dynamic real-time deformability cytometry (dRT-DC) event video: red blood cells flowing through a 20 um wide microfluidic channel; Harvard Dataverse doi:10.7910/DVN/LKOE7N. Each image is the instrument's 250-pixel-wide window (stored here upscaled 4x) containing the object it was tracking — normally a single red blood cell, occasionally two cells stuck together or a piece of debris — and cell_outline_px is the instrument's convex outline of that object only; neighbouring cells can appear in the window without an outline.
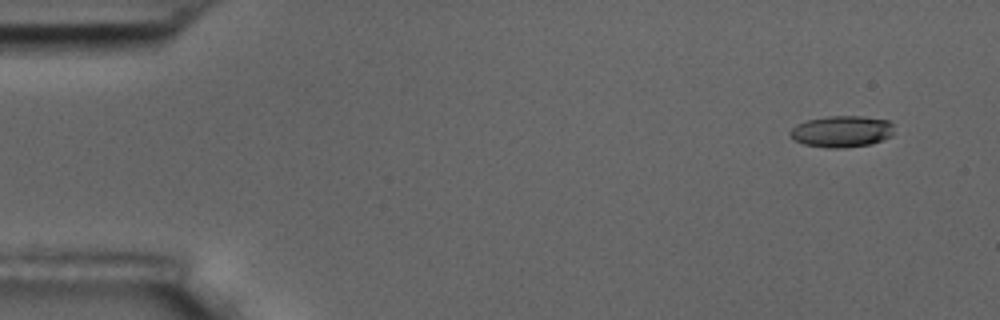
{"species": "common noctule bat (a hibernating species)", "species_latin": "Nyctalus noctula", "temperature_condition": "room temperature", "stored_images_in_passage": 4, "camera_frame_rate_fps": 3000, "um_per_image_px": 0.085, "animal": {"sex": "male", "body_mass_g": 17.5, "forearm_length_mm": 52.3}, "frame": {"image": 1, "passage_image": 1, "time_ms": 0.0, "image_size_px": [1000, 320], "cell_outline_px": [[892, 136], [868, 144], [836, 148], [828, 148], [804, 144], [796, 140], [788, 132], [796, 124], [808, 120], [828, 116], [864, 116], [888, 120], [892, 124]], "centroid_in_image_um": [71.53, 11.16], "position_along_channel_um": 13.5, "area_um2": 18.79}}